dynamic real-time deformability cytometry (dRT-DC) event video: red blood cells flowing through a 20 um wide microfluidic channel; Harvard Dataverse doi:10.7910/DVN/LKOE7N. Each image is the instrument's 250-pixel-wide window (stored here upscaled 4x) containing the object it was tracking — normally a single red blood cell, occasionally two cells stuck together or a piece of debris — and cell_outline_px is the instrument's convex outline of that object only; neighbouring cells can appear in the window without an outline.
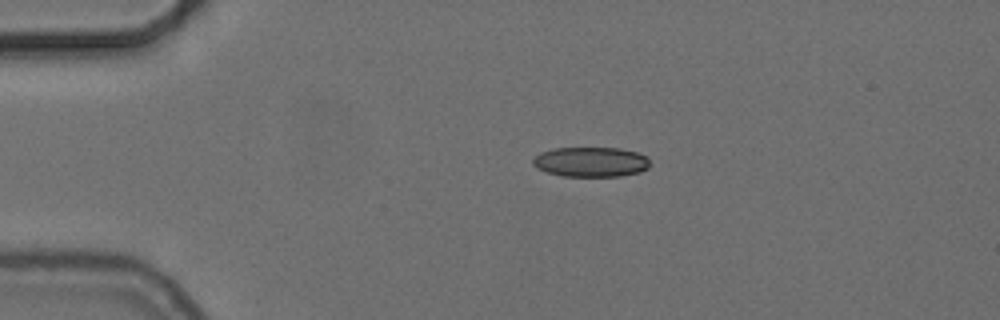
{"species": "common noctule bat (a hibernating species)", "species_latin": "Nyctalus noctula", "temperature_condition": "cold", "stored_images_in_passage": 47, "camera_frame_rate_fps": 3000, "um_per_image_px": 0.085, "animal": {"sex": "female", "body_mass_g": 24.6, "forearm_length_mm": 56.2}, "frame": {"image": 1, "passage_image": 3, "time_ms": 0.667, "image_size_px": [1000, 320], "cell_outline_px": [[648, 168], [640, 172], [620, 176], [560, 176], [536, 168], [532, 164], [532, 160], [540, 152], [552, 148], [620, 148], [636, 152], [648, 156]], "centroid_in_image_um": [50.2, 13.76], "position_along_channel_um": 34.8, "area_um2": 20.46}}
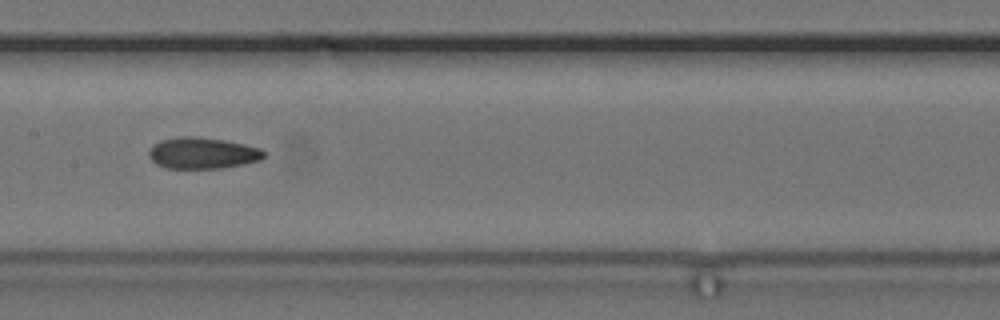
{"frame": {"image": 2, "passage_image": 19, "time_ms": 6.0, "image_size_px": [1000, 320], "cell_outline_px": [[264, 156], [260, 160], [220, 168], [168, 168], [156, 164], [148, 156], [148, 152], [152, 144], [160, 140], [180, 136], [196, 136], [224, 140], [244, 144], [260, 148], [264, 152]], "centroid_in_image_um": [17.16, 13.0], "position_along_channel_um": 190.2, "area_um2": 20.92}}
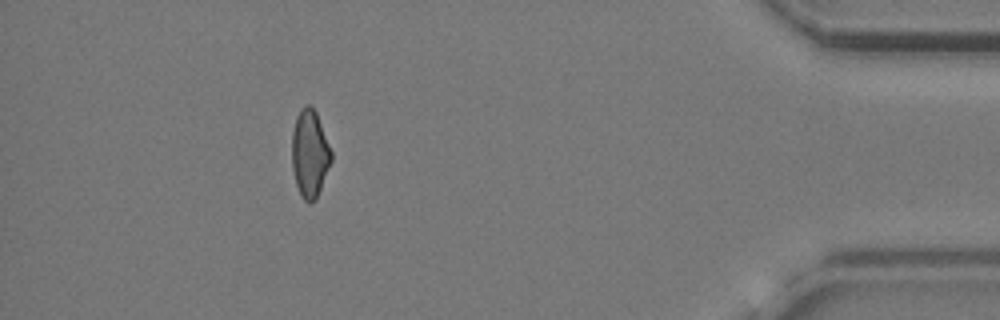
{"frame": {"image": 3, "passage_image": 41, "time_ms": 13.333, "image_size_px": [1000, 320], "cell_outline_px": [[332, 160], [316, 200], [312, 204], [308, 204], [300, 196], [296, 184], [292, 168], [292, 132], [296, 116], [300, 108], [304, 104], [308, 104], [316, 112], [332, 152]], "centroid_in_image_um": [26.32, 13.08], "position_along_channel_um": 408.9, "area_um2": 20.29}, "authors_computed_cell_mechanics": {"area_um2": 20.4612, "velocity_mm_per_s": 3.7242, "shape_relaxation_time_tau1_ms": null, "shape_relaxation_time_tau2_ms": 3.9993, "deformation_change_tau1": null, "deformation_change_tau2": 0.1124}}